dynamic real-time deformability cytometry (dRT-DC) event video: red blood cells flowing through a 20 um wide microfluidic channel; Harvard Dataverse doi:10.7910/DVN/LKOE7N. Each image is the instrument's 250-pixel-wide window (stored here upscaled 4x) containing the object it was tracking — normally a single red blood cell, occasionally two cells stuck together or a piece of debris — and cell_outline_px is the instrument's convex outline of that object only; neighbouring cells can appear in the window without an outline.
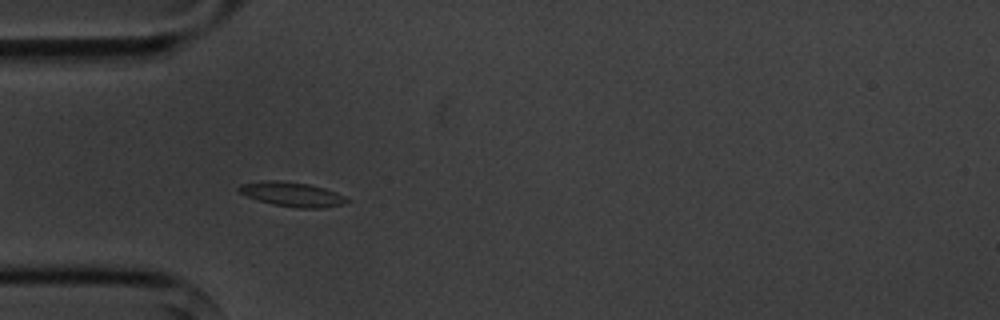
{"species": "common noctule bat (a hibernating species)", "species_latin": "Nyctalus noctula", "temperature_condition": "cold", "stored_images_in_passage": 4, "camera_frame_rate_fps": 3000, "um_per_image_px": 0.085, "animal": {"sex": "male", "body_mass_g": 20.1, "forearm_length_mm": 53.5}, "frame": {"image": 1, "passage_image": 3, "time_ms": 2.333, "image_size_px": [1000, 320], "cell_outline_px": [[348, 200], [344, 204], [320, 208], [296, 208], [272, 204], [256, 200], [240, 192], [236, 188], [240, 184], [268, 180], [276, 180], [308, 184], [324, 188], [336, 192], [344, 196]], "centroid_in_image_um": [24.8, 16.52], "position_along_channel_um": 60.2, "area_um2": 15.26}}
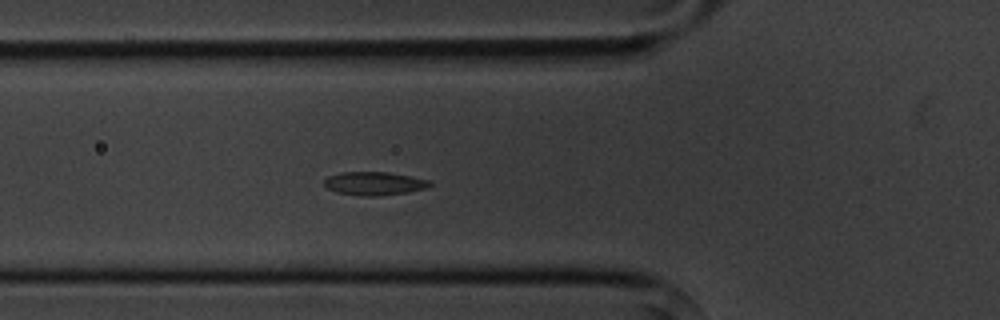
{"frame": {"image": 2, "passage_image": 4, "time_ms": 3.333, "image_size_px": [1000, 320], "cell_outline_px": [[432, 184], [428, 188], [408, 192], [376, 196], [364, 196], [336, 192], [328, 188], [324, 184], [324, 180], [328, 176], [340, 172], [388, 172], [412, 176], [432, 180]], "centroid_in_image_um": [31.86, 15.59], "position_along_channel_um": 93.9, "area_um2": 14.51}}